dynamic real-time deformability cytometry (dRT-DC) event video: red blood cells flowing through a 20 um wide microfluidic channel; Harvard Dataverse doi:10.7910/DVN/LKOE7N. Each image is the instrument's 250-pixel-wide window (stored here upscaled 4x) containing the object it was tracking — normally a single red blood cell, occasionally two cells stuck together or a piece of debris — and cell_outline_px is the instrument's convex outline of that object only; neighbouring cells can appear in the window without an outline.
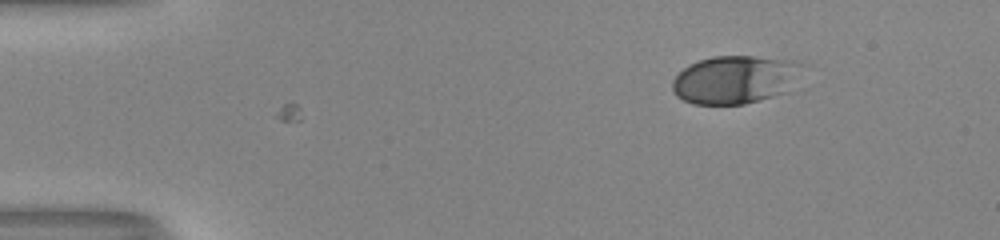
{"species": "human", "species_latin": "Homo sapiens", "temperature_condition": "room temperature", "stored_images_in_passage": 6, "camera_frame_rate_fps": 3000, "um_per_image_px": 0.085, "donor": {"sex": "male"}, "frame": {"image": 1, "passage_image": 6, "time_ms": 1.667, "image_size_px": [1000, 240], "cell_outline_px": [[792, 64], [784, 92], [772, 96], [744, 104], [692, 104], [676, 96], [672, 92], [672, 80], [688, 64], [712, 56], [752, 56], [792, 60]], "centroid_in_image_um": [62.19, 6.78], "position_along_channel_um": 22.8, "area_um2": 34.56}}